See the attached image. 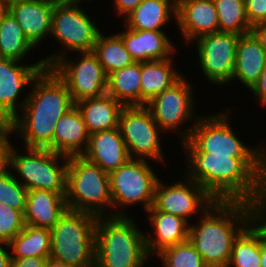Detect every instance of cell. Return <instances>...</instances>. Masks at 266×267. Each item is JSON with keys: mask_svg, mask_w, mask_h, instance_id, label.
<instances>
[{"mask_svg": "<svg viewBox=\"0 0 266 267\" xmlns=\"http://www.w3.org/2000/svg\"><path fill=\"white\" fill-rule=\"evenodd\" d=\"M176 25L185 42L219 32L218 13L213 0H177Z\"/></svg>", "mask_w": 266, "mask_h": 267, "instance_id": "e0dca14e", "label": "cell"}, {"mask_svg": "<svg viewBox=\"0 0 266 267\" xmlns=\"http://www.w3.org/2000/svg\"><path fill=\"white\" fill-rule=\"evenodd\" d=\"M45 267H71L67 264H65L64 262H61L57 259H54L52 257L47 258V262Z\"/></svg>", "mask_w": 266, "mask_h": 267, "instance_id": "7dc6e473", "label": "cell"}, {"mask_svg": "<svg viewBox=\"0 0 266 267\" xmlns=\"http://www.w3.org/2000/svg\"><path fill=\"white\" fill-rule=\"evenodd\" d=\"M79 54L76 60L65 55L50 67L65 83L74 104L105 94L107 87V75L97 56L92 51Z\"/></svg>", "mask_w": 266, "mask_h": 267, "instance_id": "4fadbf2b", "label": "cell"}, {"mask_svg": "<svg viewBox=\"0 0 266 267\" xmlns=\"http://www.w3.org/2000/svg\"><path fill=\"white\" fill-rule=\"evenodd\" d=\"M198 218L190 224L189 241L209 267H227L234 240L252 222L251 204L215 201Z\"/></svg>", "mask_w": 266, "mask_h": 267, "instance_id": "3957f363", "label": "cell"}, {"mask_svg": "<svg viewBox=\"0 0 266 267\" xmlns=\"http://www.w3.org/2000/svg\"><path fill=\"white\" fill-rule=\"evenodd\" d=\"M90 134L119 127V117L125 107L108 93L75 103Z\"/></svg>", "mask_w": 266, "mask_h": 267, "instance_id": "d4e9b609", "label": "cell"}, {"mask_svg": "<svg viewBox=\"0 0 266 267\" xmlns=\"http://www.w3.org/2000/svg\"><path fill=\"white\" fill-rule=\"evenodd\" d=\"M227 267H261L260 229L253 222L234 240Z\"/></svg>", "mask_w": 266, "mask_h": 267, "instance_id": "1f68e13d", "label": "cell"}, {"mask_svg": "<svg viewBox=\"0 0 266 267\" xmlns=\"http://www.w3.org/2000/svg\"><path fill=\"white\" fill-rule=\"evenodd\" d=\"M218 13L219 32L239 35L251 32L245 12V0H213Z\"/></svg>", "mask_w": 266, "mask_h": 267, "instance_id": "d6a6232c", "label": "cell"}, {"mask_svg": "<svg viewBox=\"0 0 266 267\" xmlns=\"http://www.w3.org/2000/svg\"><path fill=\"white\" fill-rule=\"evenodd\" d=\"M24 226V214L0 202V241L9 243Z\"/></svg>", "mask_w": 266, "mask_h": 267, "instance_id": "d590c367", "label": "cell"}, {"mask_svg": "<svg viewBox=\"0 0 266 267\" xmlns=\"http://www.w3.org/2000/svg\"><path fill=\"white\" fill-rule=\"evenodd\" d=\"M141 62L107 75L106 93L124 106H141Z\"/></svg>", "mask_w": 266, "mask_h": 267, "instance_id": "83f0119b", "label": "cell"}, {"mask_svg": "<svg viewBox=\"0 0 266 267\" xmlns=\"http://www.w3.org/2000/svg\"><path fill=\"white\" fill-rule=\"evenodd\" d=\"M245 12L251 27L266 23V0H245Z\"/></svg>", "mask_w": 266, "mask_h": 267, "instance_id": "8d00e7d4", "label": "cell"}, {"mask_svg": "<svg viewBox=\"0 0 266 267\" xmlns=\"http://www.w3.org/2000/svg\"><path fill=\"white\" fill-rule=\"evenodd\" d=\"M157 255L163 267H209L189 240L167 247Z\"/></svg>", "mask_w": 266, "mask_h": 267, "instance_id": "836d02e7", "label": "cell"}, {"mask_svg": "<svg viewBox=\"0 0 266 267\" xmlns=\"http://www.w3.org/2000/svg\"><path fill=\"white\" fill-rule=\"evenodd\" d=\"M41 1H43L47 5L52 6L53 8L71 6V5L78 4V3L84 2V1H87V3H88V1L90 2V0H41Z\"/></svg>", "mask_w": 266, "mask_h": 267, "instance_id": "f6af8a7d", "label": "cell"}, {"mask_svg": "<svg viewBox=\"0 0 266 267\" xmlns=\"http://www.w3.org/2000/svg\"><path fill=\"white\" fill-rule=\"evenodd\" d=\"M98 216L67 209L51 231L50 257L71 267H95Z\"/></svg>", "mask_w": 266, "mask_h": 267, "instance_id": "5b68a950", "label": "cell"}, {"mask_svg": "<svg viewBox=\"0 0 266 267\" xmlns=\"http://www.w3.org/2000/svg\"><path fill=\"white\" fill-rule=\"evenodd\" d=\"M65 196L51 190L28 191L25 224L51 230L68 209Z\"/></svg>", "mask_w": 266, "mask_h": 267, "instance_id": "7402d4cb", "label": "cell"}, {"mask_svg": "<svg viewBox=\"0 0 266 267\" xmlns=\"http://www.w3.org/2000/svg\"><path fill=\"white\" fill-rule=\"evenodd\" d=\"M89 137L81 112L74 105L56 124L53 151L68 157L81 156L88 146Z\"/></svg>", "mask_w": 266, "mask_h": 267, "instance_id": "603a6c76", "label": "cell"}, {"mask_svg": "<svg viewBox=\"0 0 266 267\" xmlns=\"http://www.w3.org/2000/svg\"><path fill=\"white\" fill-rule=\"evenodd\" d=\"M254 96V100L260 102L261 106H266V67L262 71L258 82L250 90Z\"/></svg>", "mask_w": 266, "mask_h": 267, "instance_id": "ab89813d", "label": "cell"}, {"mask_svg": "<svg viewBox=\"0 0 266 267\" xmlns=\"http://www.w3.org/2000/svg\"><path fill=\"white\" fill-rule=\"evenodd\" d=\"M10 170L0 176V202L24 214L28 190Z\"/></svg>", "mask_w": 266, "mask_h": 267, "instance_id": "e575fe53", "label": "cell"}, {"mask_svg": "<svg viewBox=\"0 0 266 267\" xmlns=\"http://www.w3.org/2000/svg\"><path fill=\"white\" fill-rule=\"evenodd\" d=\"M24 148V154H19L15 146L10 150L9 169L18 173L14 177L28 191L51 190L66 194L69 157L47 148ZM59 160L64 163L60 165Z\"/></svg>", "mask_w": 266, "mask_h": 267, "instance_id": "52a82bcc", "label": "cell"}, {"mask_svg": "<svg viewBox=\"0 0 266 267\" xmlns=\"http://www.w3.org/2000/svg\"><path fill=\"white\" fill-rule=\"evenodd\" d=\"M92 52L97 56L106 75L135 62L118 33L105 36L101 31Z\"/></svg>", "mask_w": 266, "mask_h": 267, "instance_id": "4dcf8cb0", "label": "cell"}, {"mask_svg": "<svg viewBox=\"0 0 266 267\" xmlns=\"http://www.w3.org/2000/svg\"><path fill=\"white\" fill-rule=\"evenodd\" d=\"M147 218L154 235L147 232L145 234V245L150 257L157 256L163 249L183 243L189 240L190 223L184 218L165 212L157 211L151 206L147 211ZM155 236V237H154Z\"/></svg>", "mask_w": 266, "mask_h": 267, "instance_id": "44dd1931", "label": "cell"}, {"mask_svg": "<svg viewBox=\"0 0 266 267\" xmlns=\"http://www.w3.org/2000/svg\"><path fill=\"white\" fill-rule=\"evenodd\" d=\"M185 78L182 75L174 84L146 104L153 119L163 132L169 133V130L172 133L176 132L182 142L189 138L195 122L200 117L195 112L193 85H190ZM189 120L192 121V125H187L185 129L181 130L180 126L189 123Z\"/></svg>", "mask_w": 266, "mask_h": 267, "instance_id": "8fae6325", "label": "cell"}, {"mask_svg": "<svg viewBox=\"0 0 266 267\" xmlns=\"http://www.w3.org/2000/svg\"><path fill=\"white\" fill-rule=\"evenodd\" d=\"M13 132L9 126H7L0 133V176L7 172L10 166V150L13 146V142L9 141Z\"/></svg>", "mask_w": 266, "mask_h": 267, "instance_id": "74e56055", "label": "cell"}, {"mask_svg": "<svg viewBox=\"0 0 266 267\" xmlns=\"http://www.w3.org/2000/svg\"><path fill=\"white\" fill-rule=\"evenodd\" d=\"M11 258H49L51 252V231L46 228L25 224L24 229L9 242Z\"/></svg>", "mask_w": 266, "mask_h": 267, "instance_id": "f546056e", "label": "cell"}, {"mask_svg": "<svg viewBox=\"0 0 266 267\" xmlns=\"http://www.w3.org/2000/svg\"><path fill=\"white\" fill-rule=\"evenodd\" d=\"M230 107L207 117L200 115L185 141L195 152L232 157H258V146H248L236 136L230 123Z\"/></svg>", "mask_w": 266, "mask_h": 267, "instance_id": "30bf717a", "label": "cell"}, {"mask_svg": "<svg viewBox=\"0 0 266 267\" xmlns=\"http://www.w3.org/2000/svg\"><path fill=\"white\" fill-rule=\"evenodd\" d=\"M31 87L23 109L8 126L13 135L19 134L26 148L53 151L56 124L75 104L65 83L51 68L43 69Z\"/></svg>", "mask_w": 266, "mask_h": 267, "instance_id": "6da1fadb", "label": "cell"}, {"mask_svg": "<svg viewBox=\"0 0 266 267\" xmlns=\"http://www.w3.org/2000/svg\"><path fill=\"white\" fill-rule=\"evenodd\" d=\"M6 9L14 16L24 35L35 48L40 46L48 35L50 37L52 6L41 0H6Z\"/></svg>", "mask_w": 266, "mask_h": 267, "instance_id": "ac0fdd59", "label": "cell"}, {"mask_svg": "<svg viewBox=\"0 0 266 267\" xmlns=\"http://www.w3.org/2000/svg\"><path fill=\"white\" fill-rule=\"evenodd\" d=\"M6 8V0H0V13Z\"/></svg>", "mask_w": 266, "mask_h": 267, "instance_id": "681fc988", "label": "cell"}, {"mask_svg": "<svg viewBox=\"0 0 266 267\" xmlns=\"http://www.w3.org/2000/svg\"><path fill=\"white\" fill-rule=\"evenodd\" d=\"M265 67L266 51L256 36L252 32L239 35L231 83L237 79L244 87L251 90Z\"/></svg>", "mask_w": 266, "mask_h": 267, "instance_id": "cb8c5ba5", "label": "cell"}, {"mask_svg": "<svg viewBox=\"0 0 266 267\" xmlns=\"http://www.w3.org/2000/svg\"><path fill=\"white\" fill-rule=\"evenodd\" d=\"M251 32L260 41L261 46L266 51V23H261L253 26Z\"/></svg>", "mask_w": 266, "mask_h": 267, "instance_id": "ee69618b", "label": "cell"}, {"mask_svg": "<svg viewBox=\"0 0 266 267\" xmlns=\"http://www.w3.org/2000/svg\"><path fill=\"white\" fill-rule=\"evenodd\" d=\"M130 216H99L95 229V267H144L150 258L144 231Z\"/></svg>", "mask_w": 266, "mask_h": 267, "instance_id": "277c9868", "label": "cell"}, {"mask_svg": "<svg viewBox=\"0 0 266 267\" xmlns=\"http://www.w3.org/2000/svg\"><path fill=\"white\" fill-rule=\"evenodd\" d=\"M119 128L131 158L165 161L160 142L163 130L146 106H125L120 113Z\"/></svg>", "mask_w": 266, "mask_h": 267, "instance_id": "7c38bea8", "label": "cell"}, {"mask_svg": "<svg viewBox=\"0 0 266 267\" xmlns=\"http://www.w3.org/2000/svg\"><path fill=\"white\" fill-rule=\"evenodd\" d=\"M254 197H266V144L258 145L257 192Z\"/></svg>", "mask_w": 266, "mask_h": 267, "instance_id": "f35d334b", "label": "cell"}, {"mask_svg": "<svg viewBox=\"0 0 266 267\" xmlns=\"http://www.w3.org/2000/svg\"><path fill=\"white\" fill-rule=\"evenodd\" d=\"M8 126V123L0 117V133Z\"/></svg>", "mask_w": 266, "mask_h": 267, "instance_id": "c3c4849f", "label": "cell"}, {"mask_svg": "<svg viewBox=\"0 0 266 267\" xmlns=\"http://www.w3.org/2000/svg\"><path fill=\"white\" fill-rule=\"evenodd\" d=\"M184 180V181H183ZM216 200L196 181L183 176L182 181L171 184L158 180L153 207L160 212L177 215L189 223L195 214H203ZM199 212V213H198Z\"/></svg>", "mask_w": 266, "mask_h": 267, "instance_id": "9a60e30c", "label": "cell"}, {"mask_svg": "<svg viewBox=\"0 0 266 267\" xmlns=\"http://www.w3.org/2000/svg\"><path fill=\"white\" fill-rule=\"evenodd\" d=\"M47 258L26 257L22 259H12V267H45Z\"/></svg>", "mask_w": 266, "mask_h": 267, "instance_id": "b9f144b4", "label": "cell"}, {"mask_svg": "<svg viewBox=\"0 0 266 267\" xmlns=\"http://www.w3.org/2000/svg\"><path fill=\"white\" fill-rule=\"evenodd\" d=\"M143 0H114V8H115V14L117 13L118 16L126 17L128 16L132 11L135 10V8L142 2Z\"/></svg>", "mask_w": 266, "mask_h": 267, "instance_id": "60d3db41", "label": "cell"}, {"mask_svg": "<svg viewBox=\"0 0 266 267\" xmlns=\"http://www.w3.org/2000/svg\"><path fill=\"white\" fill-rule=\"evenodd\" d=\"M45 68L42 59L22 65L15 60L0 58V117L4 121L9 123L23 109L28 94L18 101L20 94Z\"/></svg>", "mask_w": 266, "mask_h": 267, "instance_id": "2e32d148", "label": "cell"}, {"mask_svg": "<svg viewBox=\"0 0 266 267\" xmlns=\"http://www.w3.org/2000/svg\"><path fill=\"white\" fill-rule=\"evenodd\" d=\"M65 198L68 209L111 216L109 174L82 156H70Z\"/></svg>", "mask_w": 266, "mask_h": 267, "instance_id": "8992f818", "label": "cell"}, {"mask_svg": "<svg viewBox=\"0 0 266 267\" xmlns=\"http://www.w3.org/2000/svg\"><path fill=\"white\" fill-rule=\"evenodd\" d=\"M261 267H266V234L260 230Z\"/></svg>", "mask_w": 266, "mask_h": 267, "instance_id": "bcb514c9", "label": "cell"}, {"mask_svg": "<svg viewBox=\"0 0 266 267\" xmlns=\"http://www.w3.org/2000/svg\"><path fill=\"white\" fill-rule=\"evenodd\" d=\"M176 12L177 0H143L134 11L123 18L124 27L135 30H162L170 23V19L176 22Z\"/></svg>", "mask_w": 266, "mask_h": 267, "instance_id": "484cf974", "label": "cell"}, {"mask_svg": "<svg viewBox=\"0 0 266 267\" xmlns=\"http://www.w3.org/2000/svg\"><path fill=\"white\" fill-rule=\"evenodd\" d=\"M34 48L14 16L5 8L0 13V58L21 62Z\"/></svg>", "mask_w": 266, "mask_h": 267, "instance_id": "f1b7e54d", "label": "cell"}, {"mask_svg": "<svg viewBox=\"0 0 266 267\" xmlns=\"http://www.w3.org/2000/svg\"><path fill=\"white\" fill-rule=\"evenodd\" d=\"M239 34L216 32L195 40L199 67L212 86L229 85L236 64V48Z\"/></svg>", "mask_w": 266, "mask_h": 267, "instance_id": "5bb4252c", "label": "cell"}, {"mask_svg": "<svg viewBox=\"0 0 266 267\" xmlns=\"http://www.w3.org/2000/svg\"><path fill=\"white\" fill-rule=\"evenodd\" d=\"M149 163L145 159L131 158L109 173L112 210L114 208V212L111 210V216H128L122 209L124 206L126 209L127 206L142 204L144 211L153 206L155 187L159 178ZM115 208L122 210L115 211Z\"/></svg>", "mask_w": 266, "mask_h": 267, "instance_id": "ba28073f", "label": "cell"}, {"mask_svg": "<svg viewBox=\"0 0 266 267\" xmlns=\"http://www.w3.org/2000/svg\"><path fill=\"white\" fill-rule=\"evenodd\" d=\"M183 144V145H182ZM185 176L196 181L216 201L251 203L257 192L258 157H232L195 152L185 141Z\"/></svg>", "mask_w": 266, "mask_h": 267, "instance_id": "7a4b0ae2", "label": "cell"}, {"mask_svg": "<svg viewBox=\"0 0 266 267\" xmlns=\"http://www.w3.org/2000/svg\"><path fill=\"white\" fill-rule=\"evenodd\" d=\"M6 249H10L9 243L0 241V267H12L11 252Z\"/></svg>", "mask_w": 266, "mask_h": 267, "instance_id": "7bdbcfd3", "label": "cell"}, {"mask_svg": "<svg viewBox=\"0 0 266 267\" xmlns=\"http://www.w3.org/2000/svg\"><path fill=\"white\" fill-rule=\"evenodd\" d=\"M80 5L81 3L53 8L50 37L56 39L63 48L60 52L55 51L56 53L42 58L46 68H50L69 51L74 53L93 51L101 30Z\"/></svg>", "mask_w": 266, "mask_h": 267, "instance_id": "9c48e42d", "label": "cell"}, {"mask_svg": "<svg viewBox=\"0 0 266 267\" xmlns=\"http://www.w3.org/2000/svg\"><path fill=\"white\" fill-rule=\"evenodd\" d=\"M118 34L135 62L165 60L177 51L173 41L163 30H135L126 27Z\"/></svg>", "mask_w": 266, "mask_h": 267, "instance_id": "ffe728a7", "label": "cell"}, {"mask_svg": "<svg viewBox=\"0 0 266 267\" xmlns=\"http://www.w3.org/2000/svg\"><path fill=\"white\" fill-rule=\"evenodd\" d=\"M81 156L108 174L131 159L119 127L90 134Z\"/></svg>", "mask_w": 266, "mask_h": 267, "instance_id": "d6986e66", "label": "cell"}, {"mask_svg": "<svg viewBox=\"0 0 266 267\" xmlns=\"http://www.w3.org/2000/svg\"><path fill=\"white\" fill-rule=\"evenodd\" d=\"M174 55L165 60L141 62V106L174 84L183 74L174 68Z\"/></svg>", "mask_w": 266, "mask_h": 267, "instance_id": "4316f807", "label": "cell"}]
</instances>
